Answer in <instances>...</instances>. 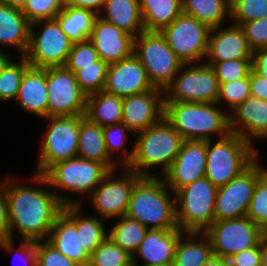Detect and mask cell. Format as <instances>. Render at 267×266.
I'll list each match as a JSON object with an SVG mask.
<instances>
[{
  "label": "cell",
  "instance_id": "cell-59",
  "mask_svg": "<svg viewBox=\"0 0 267 266\" xmlns=\"http://www.w3.org/2000/svg\"><path fill=\"white\" fill-rule=\"evenodd\" d=\"M86 266H93L90 262Z\"/></svg>",
  "mask_w": 267,
  "mask_h": 266
},
{
  "label": "cell",
  "instance_id": "cell-53",
  "mask_svg": "<svg viewBox=\"0 0 267 266\" xmlns=\"http://www.w3.org/2000/svg\"><path fill=\"white\" fill-rule=\"evenodd\" d=\"M105 0H61L63 7H80L94 11L97 15L101 12Z\"/></svg>",
  "mask_w": 267,
  "mask_h": 266
},
{
  "label": "cell",
  "instance_id": "cell-57",
  "mask_svg": "<svg viewBox=\"0 0 267 266\" xmlns=\"http://www.w3.org/2000/svg\"><path fill=\"white\" fill-rule=\"evenodd\" d=\"M3 3H6L7 5L18 8V9H23L24 6L26 5L28 0H0Z\"/></svg>",
  "mask_w": 267,
  "mask_h": 266
},
{
  "label": "cell",
  "instance_id": "cell-35",
  "mask_svg": "<svg viewBox=\"0 0 267 266\" xmlns=\"http://www.w3.org/2000/svg\"><path fill=\"white\" fill-rule=\"evenodd\" d=\"M114 220L117 222L115 221V224L109 228L108 237L117 246L133 256L144 239L148 228L138 220L131 219L126 215L112 219V221Z\"/></svg>",
  "mask_w": 267,
  "mask_h": 266
},
{
  "label": "cell",
  "instance_id": "cell-21",
  "mask_svg": "<svg viewBox=\"0 0 267 266\" xmlns=\"http://www.w3.org/2000/svg\"><path fill=\"white\" fill-rule=\"evenodd\" d=\"M252 54L253 51L239 25L229 22L228 26L223 25L210 29L205 63L252 59Z\"/></svg>",
  "mask_w": 267,
  "mask_h": 266
},
{
  "label": "cell",
  "instance_id": "cell-27",
  "mask_svg": "<svg viewBox=\"0 0 267 266\" xmlns=\"http://www.w3.org/2000/svg\"><path fill=\"white\" fill-rule=\"evenodd\" d=\"M98 16L134 38L145 31L139 0H105Z\"/></svg>",
  "mask_w": 267,
  "mask_h": 266
},
{
  "label": "cell",
  "instance_id": "cell-30",
  "mask_svg": "<svg viewBox=\"0 0 267 266\" xmlns=\"http://www.w3.org/2000/svg\"><path fill=\"white\" fill-rule=\"evenodd\" d=\"M212 256L211 242L203 232H184L176 246L173 266H201Z\"/></svg>",
  "mask_w": 267,
  "mask_h": 266
},
{
  "label": "cell",
  "instance_id": "cell-15",
  "mask_svg": "<svg viewBox=\"0 0 267 266\" xmlns=\"http://www.w3.org/2000/svg\"><path fill=\"white\" fill-rule=\"evenodd\" d=\"M203 233L211 242L213 254L225 259L257 246L266 234L247 216L213 221Z\"/></svg>",
  "mask_w": 267,
  "mask_h": 266
},
{
  "label": "cell",
  "instance_id": "cell-14",
  "mask_svg": "<svg viewBox=\"0 0 267 266\" xmlns=\"http://www.w3.org/2000/svg\"><path fill=\"white\" fill-rule=\"evenodd\" d=\"M210 28L183 12L160 33L184 64L204 62Z\"/></svg>",
  "mask_w": 267,
  "mask_h": 266
},
{
  "label": "cell",
  "instance_id": "cell-42",
  "mask_svg": "<svg viewBox=\"0 0 267 266\" xmlns=\"http://www.w3.org/2000/svg\"><path fill=\"white\" fill-rule=\"evenodd\" d=\"M267 17V0H230V21L243 22Z\"/></svg>",
  "mask_w": 267,
  "mask_h": 266
},
{
  "label": "cell",
  "instance_id": "cell-20",
  "mask_svg": "<svg viewBox=\"0 0 267 266\" xmlns=\"http://www.w3.org/2000/svg\"><path fill=\"white\" fill-rule=\"evenodd\" d=\"M229 126L257 149L255 142L267 140V101L250 96L229 112Z\"/></svg>",
  "mask_w": 267,
  "mask_h": 266
},
{
  "label": "cell",
  "instance_id": "cell-46",
  "mask_svg": "<svg viewBox=\"0 0 267 266\" xmlns=\"http://www.w3.org/2000/svg\"><path fill=\"white\" fill-rule=\"evenodd\" d=\"M252 51L267 48V17L243 22L239 25Z\"/></svg>",
  "mask_w": 267,
  "mask_h": 266
},
{
  "label": "cell",
  "instance_id": "cell-36",
  "mask_svg": "<svg viewBox=\"0 0 267 266\" xmlns=\"http://www.w3.org/2000/svg\"><path fill=\"white\" fill-rule=\"evenodd\" d=\"M105 147L109 157L121 168H127L134 156V143L130 150L125 148L129 141V134L134 139L133 132L123 123L103 127ZM129 133V134H128ZM128 134V135H127ZM119 157L114 153L118 154ZM116 156V157H115ZM121 157V159H120Z\"/></svg>",
  "mask_w": 267,
  "mask_h": 266
},
{
  "label": "cell",
  "instance_id": "cell-26",
  "mask_svg": "<svg viewBox=\"0 0 267 266\" xmlns=\"http://www.w3.org/2000/svg\"><path fill=\"white\" fill-rule=\"evenodd\" d=\"M46 241L80 266L90 262V255L82 246L80 230L63 213L56 218Z\"/></svg>",
  "mask_w": 267,
  "mask_h": 266
},
{
  "label": "cell",
  "instance_id": "cell-44",
  "mask_svg": "<svg viewBox=\"0 0 267 266\" xmlns=\"http://www.w3.org/2000/svg\"><path fill=\"white\" fill-rule=\"evenodd\" d=\"M99 59L98 52L88 39L85 42L72 44L64 67L75 74L80 67L96 66Z\"/></svg>",
  "mask_w": 267,
  "mask_h": 266
},
{
  "label": "cell",
  "instance_id": "cell-7",
  "mask_svg": "<svg viewBox=\"0 0 267 266\" xmlns=\"http://www.w3.org/2000/svg\"><path fill=\"white\" fill-rule=\"evenodd\" d=\"M217 189L203 177L174 193L178 228L184 232H204L214 221Z\"/></svg>",
  "mask_w": 267,
  "mask_h": 266
},
{
  "label": "cell",
  "instance_id": "cell-24",
  "mask_svg": "<svg viewBox=\"0 0 267 266\" xmlns=\"http://www.w3.org/2000/svg\"><path fill=\"white\" fill-rule=\"evenodd\" d=\"M22 110L41 119L47 117L48 92L46 84V68L30 66L22 77L19 92L15 99Z\"/></svg>",
  "mask_w": 267,
  "mask_h": 266
},
{
  "label": "cell",
  "instance_id": "cell-25",
  "mask_svg": "<svg viewBox=\"0 0 267 266\" xmlns=\"http://www.w3.org/2000/svg\"><path fill=\"white\" fill-rule=\"evenodd\" d=\"M30 23L21 9L0 1V49L13 48L18 56H24L29 43Z\"/></svg>",
  "mask_w": 267,
  "mask_h": 266
},
{
  "label": "cell",
  "instance_id": "cell-47",
  "mask_svg": "<svg viewBox=\"0 0 267 266\" xmlns=\"http://www.w3.org/2000/svg\"><path fill=\"white\" fill-rule=\"evenodd\" d=\"M37 266H80L57 251L46 240L36 241Z\"/></svg>",
  "mask_w": 267,
  "mask_h": 266
},
{
  "label": "cell",
  "instance_id": "cell-40",
  "mask_svg": "<svg viewBox=\"0 0 267 266\" xmlns=\"http://www.w3.org/2000/svg\"><path fill=\"white\" fill-rule=\"evenodd\" d=\"M246 216L267 233V171L255 185Z\"/></svg>",
  "mask_w": 267,
  "mask_h": 266
},
{
  "label": "cell",
  "instance_id": "cell-5",
  "mask_svg": "<svg viewBox=\"0 0 267 266\" xmlns=\"http://www.w3.org/2000/svg\"><path fill=\"white\" fill-rule=\"evenodd\" d=\"M175 197L160 176H142L134 185L126 216L148 229L178 228Z\"/></svg>",
  "mask_w": 267,
  "mask_h": 266
},
{
  "label": "cell",
  "instance_id": "cell-12",
  "mask_svg": "<svg viewBox=\"0 0 267 266\" xmlns=\"http://www.w3.org/2000/svg\"><path fill=\"white\" fill-rule=\"evenodd\" d=\"M258 156L244 171L226 185L218 187L215 198L214 221L246 216L255 185L267 171ZM261 162V163H260Z\"/></svg>",
  "mask_w": 267,
  "mask_h": 266
},
{
  "label": "cell",
  "instance_id": "cell-58",
  "mask_svg": "<svg viewBox=\"0 0 267 266\" xmlns=\"http://www.w3.org/2000/svg\"><path fill=\"white\" fill-rule=\"evenodd\" d=\"M152 266H173V264L152 265Z\"/></svg>",
  "mask_w": 267,
  "mask_h": 266
},
{
  "label": "cell",
  "instance_id": "cell-19",
  "mask_svg": "<svg viewBox=\"0 0 267 266\" xmlns=\"http://www.w3.org/2000/svg\"><path fill=\"white\" fill-rule=\"evenodd\" d=\"M147 73L140 60L131 56L108 64L104 89L119 97H127L153 90Z\"/></svg>",
  "mask_w": 267,
  "mask_h": 266
},
{
  "label": "cell",
  "instance_id": "cell-3",
  "mask_svg": "<svg viewBox=\"0 0 267 266\" xmlns=\"http://www.w3.org/2000/svg\"><path fill=\"white\" fill-rule=\"evenodd\" d=\"M164 118L183 140L208 141L230 133L229 112L217 103L164 102Z\"/></svg>",
  "mask_w": 267,
  "mask_h": 266
},
{
  "label": "cell",
  "instance_id": "cell-29",
  "mask_svg": "<svg viewBox=\"0 0 267 266\" xmlns=\"http://www.w3.org/2000/svg\"><path fill=\"white\" fill-rule=\"evenodd\" d=\"M82 205H65L62 213L80 230L82 246L91 255L99 244L108 236L105 219L95 215H84Z\"/></svg>",
  "mask_w": 267,
  "mask_h": 266
},
{
  "label": "cell",
  "instance_id": "cell-38",
  "mask_svg": "<svg viewBox=\"0 0 267 266\" xmlns=\"http://www.w3.org/2000/svg\"><path fill=\"white\" fill-rule=\"evenodd\" d=\"M90 263L93 266H133L132 256L108 236L90 255Z\"/></svg>",
  "mask_w": 267,
  "mask_h": 266
},
{
  "label": "cell",
  "instance_id": "cell-50",
  "mask_svg": "<svg viewBox=\"0 0 267 266\" xmlns=\"http://www.w3.org/2000/svg\"><path fill=\"white\" fill-rule=\"evenodd\" d=\"M9 218L8 204L4 191V178L0 180V239L8 237Z\"/></svg>",
  "mask_w": 267,
  "mask_h": 266
},
{
  "label": "cell",
  "instance_id": "cell-55",
  "mask_svg": "<svg viewBox=\"0 0 267 266\" xmlns=\"http://www.w3.org/2000/svg\"><path fill=\"white\" fill-rule=\"evenodd\" d=\"M11 56L13 57L16 55H12L11 52L9 53L5 51V49H0V74L2 70L14 59Z\"/></svg>",
  "mask_w": 267,
  "mask_h": 266
},
{
  "label": "cell",
  "instance_id": "cell-13",
  "mask_svg": "<svg viewBox=\"0 0 267 266\" xmlns=\"http://www.w3.org/2000/svg\"><path fill=\"white\" fill-rule=\"evenodd\" d=\"M141 177L128 168L120 167L110 171L87 199L97 213L95 216L109 221L108 223L125 216L132 189Z\"/></svg>",
  "mask_w": 267,
  "mask_h": 266
},
{
  "label": "cell",
  "instance_id": "cell-31",
  "mask_svg": "<svg viewBox=\"0 0 267 266\" xmlns=\"http://www.w3.org/2000/svg\"><path fill=\"white\" fill-rule=\"evenodd\" d=\"M123 98L102 90L86 98L84 117L101 127L122 122Z\"/></svg>",
  "mask_w": 267,
  "mask_h": 266
},
{
  "label": "cell",
  "instance_id": "cell-48",
  "mask_svg": "<svg viewBox=\"0 0 267 266\" xmlns=\"http://www.w3.org/2000/svg\"><path fill=\"white\" fill-rule=\"evenodd\" d=\"M19 244L18 249H15L14 239L11 238H1L0 239V248L7 253L15 252L14 256H20L19 258L23 260L24 266H37V258H36V241L32 240H22ZM14 258V257H13Z\"/></svg>",
  "mask_w": 267,
  "mask_h": 266
},
{
  "label": "cell",
  "instance_id": "cell-52",
  "mask_svg": "<svg viewBox=\"0 0 267 266\" xmlns=\"http://www.w3.org/2000/svg\"><path fill=\"white\" fill-rule=\"evenodd\" d=\"M252 70L267 79V48L253 51Z\"/></svg>",
  "mask_w": 267,
  "mask_h": 266
},
{
  "label": "cell",
  "instance_id": "cell-43",
  "mask_svg": "<svg viewBox=\"0 0 267 266\" xmlns=\"http://www.w3.org/2000/svg\"><path fill=\"white\" fill-rule=\"evenodd\" d=\"M214 69L219 83L243 79L252 70V59L227 60L217 63H206Z\"/></svg>",
  "mask_w": 267,
  "mask_h": 266
},
{
  "label": "cell",
  "instance_id": "cell-4",
  "mask_svg": "<svg viewBox=\"0 0 267 266\" xmlns=\"http://www.w3.org/2000/svg\"><path fill=\"white\" fill-rule=\"evenodd\" d=\"M109 172L110 170L103 163L75 157L55 163L42 175L65 206L85 204L84 200L91 195ZM70 193H73V196Z\"/></svg>",
  "mask_w": 267,
  "mask_h": 266
},
{
  "label": "cell",
  "instance_id": "cell-22",
  "mask_svg": "<svg viewBox=\"0 0 267 266\" xmlns=\"http://www.w3.org/2000/svg\"><path fill=\"white\" fill-rule=\"evenodd\" d=\"M183 233L180 228L148 229L132 256L133 266L173 264L176 246ZM140 261H144L143 265Z\"/></svg>",
  "mask_w": 267,
  "mask_h": 266
},
{
  "label": "cell",
  "instance_id": "cell-34",
  "mask_svg": "<svg viewBox=\"0 0 267 266\" xmlns=\"http://www.w3.org/2000/svg\"><path fill=\"white\" fill-rule=\"evenodd\" d=\"M182 11L211 29L230 20V0H182Z\"/></svg>",
  "mask_w": 267,
  "mask_h": 266
},
{
  "label": "cell",
  "instance_id": "cell-18",
  "mask_svg": "<svg viewBox=\"0 0 267 266\" xmlns=\"http://www.w3.org/2000/svg\"><path fill=\"white\" fill-rule=\"evenodd\" d=\"M164 117V92L161 89L131 95L122 101V122L137 134Z\"/></svg>",
  "mask_w": 267,
  "mask_h": 266
},
{
  "label": "cell",
  "instance_id": "cell-51",
  "mask_svg": "<svg viewBox=\"0 0 267 266\" xmlns=\"http://www.w3.org/2000/svg\"><path fill=\"white\" fill-rule=\"evenodd\" d=\"M250 94L252 97L267 101V79L253 70L250 71Z\"/></svg>",
  "mask_w": 267,
  "mask_h": 266
},
{
  "label": "cell",
  "instance_id": "cell-37",
  "mask_svg": "<svg viewBox=\"0 0 267 266\" xmlns=\"http://www.w3.org/2000/svg\"><path fill=\"white\" fill-rule=\"evenodd\" d=\"M13 59L0 74V102L16 99L24 72L31 66L23 56Z\"/></svg>",
  "mask_w": 267,
  "mask_h": 266
},
{
  "label": "cell",
  "instance_id": "cell-16",
  "mask_svg": "<svg viewBox=\"0 0 267 266\" xmlns=\"http://www.w3.org/2000/svg\"><path fill=\"white\" fill-rule=\"evenodd\" d=\"M47 117L85 114L87 95L80 89L75 74L65 67L46 68Z\"/></svg>",
  "mask_w": 267,
  "mask_h": 266
},
{
  "label": "cell",
  "instance_id": "cell-9",
  "mask_svg": "<svg viewBox=\"0 0 267 266\" xmlns=\"http://www.w3.org/2000/svg\"><path fill=\"white\" fill-rule=\"evenodd\" d=\"M47 129L41 136L40 153L34 173L43 174L57 162L77 157L79 116H52L43 119Z\"/></svg>",
  "mask_w": 267,
  "mask_h": 266
},
{
  "label": "cell",
  "instance_id": "cell-45",
  "mask_svg": "<svg viewBox=\"0 0 267 266\" xmlns=\"http://www.w3.org/2000/svg\"><path fill=\"white\" fill-rule=\"evenodd\" d=\"M62 9L61 0H28L22 13L32 24L41 20L55 19Z\"/></svg>",
  "mask_w": 267,
  "mask_h": 266
},
{
  "label": "cell",
  "instance_id": "cell-33",
  "mask_svg": "<svg viewBox=\"0 0 267 266\" xmlns=\"http://www.w3.org/2000/svg\"><path fill=\"white\" fill-rule=\"evenodd\" d=\"M145 31H161L183 11L182 0H139Z\"/></svg>",
  "mask_w": 267,
  "mask_h": 266
},
{
  "label": "cell",
  "instance_id": "cell-56",
  "mask_svg": "<svg viewBox=\"0 0 267 266\" xmlns=\"http://www.w3.org/2000/svg\"><path fill=\"white\" fill-rule=\"evenodd\" d=\"M201 266H229L228 260L218 256H212V258Z\"/></svg>",
  "mask_w": 267,
  "mask_h": 266
},
{
  "label": "cell",
  "instance_id": "cell-8",
  "mask_svg": "<svg viewBox=\"0 0 267 266\" xmlns=\"http://www.w3.org/2000/svg\"><path fill=\"white\" fill-rule=\"evenodd\" d=\"M133 54L145 68L153 87L163 91L184 65L159 31H143L135 37Z\"/></svg>",
  "mask_w": 267,
  "mask_h": 266
},
{
  "label": "cell",
  "instance_id": "cell-1",
  "mask_svg": "<svg viewBox=\"0 0 267 266\" xmlns=\"http://www.w3.org/2000/svg\"><path fill=\"white\" fill-rule=\"evenodd\" d=\"M12 176L7 174L4 177L9 218L8 238L15 239L20 236L22 240H47L64 205L42 174L32 172L30 181L27 179L26 182H22L21 177L19 180ZM15 231L18 232L17 235Z\"/></svg>",
  "mask_w": 267,
  "mask_h": 266
},
{
  "label": "cell",
  "instance_id": "cell-10",
  "mask_svg": "<svg viewBox=\"0 0 267 266\" xmlns=\"http://www.w3.org/2000/svg\"><path fill=\"white\" fill-rule=\"evenodd\" d=\"M72 44L56 19L37 21L30 24L23 57L35 68L64 67Z\"/></svg>",
  "mask_w": 267,
  "mask_h": 266
},
{
  "label": "cell",
  "instance_id": "cell-23",
  "mask_svg": "<svg viewBox=\"0 0 267 266\" xmlns=\"http://www.w3.org/2000/svg\"><path fill=\"white\" fill-rule=\"evenodd\" d=\"M99 58L107 64L119 62L133 54L134 37L97 16L89 39Z\"/></svg>",
  "mask_w": 267,
  "mask_h": 266
},
{
  "label": "cell",
  "instance_id": "cell-11",
  "mask_svg": "<svg viewBox=\"0 0 267 266\" xmlns=\"http://www.w3.org/2000/svg\"><path fill=\"white\" fill-rule=\"evenodd\" d=\"M219 82L214 69L206 64H184L165 88L164 102L217 103Z\"/></svg>",
  "mask_w": 267,
  "mask_h": 266
},
{
  "label": "cell",
  "instance_id": "cell-49",
  "mask_svg": "<svg viewBox=\"0 0 267 266\" xmlns=\"http://www.w3.org/2000/svg\"><path fill=\"white\" fill-rule=\"evenodd\" d=\"M227 260L229 266H261L260 243L230 256Z\"/></svg>",
  "mask_w": 267,
  "mask_h": 266
},
{
  "label": "cell",
  "instance_id": "cell-17",
  "mask_svg": "<svg viewBox=\"0 0 267 266\" xmlns=\"http://www.w3.org/2000/svg\"><path fill=\"white\" fill-rule=\"evenodd\" d=\"M206 141L184 140L180 151L162 178L168 188L176 193L184 186L205 177Z\"/></svg>",
  "mask_w": 267,
  "mask_h": 266
},
{
  "label": "cell",
  "instance_id": "cell-32",
  "mask_svg": "<svg viewBox=\"0 0 267 266\" xmlns=\"http://www.w3.org/2000/svg\"><path fill=\"white\" fill-rule=\"evenodd\" d=\"M98 15L89 9L80 7H63L55 17L61 30L74 43L85 42L90 39L93 23Z\"/></svg>",
  "mask_w": 267,
  "mask_h": 266
},
{
  "label": "cell",
  "instance_id": "cell-54",
  "mask_svg": "<svg viewBox=\"0 0 267 266\" xmlns=\"http://www.w3.org/2000/svg\"><path fill=\"white\" fill-rule=\"evenodd\" d=\"M261 266H267V233L260 240Z\"/></svg>",
  "mask_w": 267,
  "mask_h": 266
},
{
  "label": "cell",
  "instance_id": "cell-6",
  "mask_svg": "<svg viewBox=\"0 0 267 266\" xmlns=\"http://www.w3.org/2000/svg\"><path fill=\"white\" fill-rule=\"evenodd\" d=\"M215 140L206 141L205 177L218 188L244 171L260 156V150L231 132Z\"/></svg>",
  "mask_w": 267,
  "mask_h": 266
},
{
  "label": "cell",
  "instance_id": "cell-28",
  "mask_svg": "<svg viewBox=\"0 0 267 266\" xmlns=\"http://www.w3.org/2000/svg\"><path fill=\"white\" fill-rule=\"evenodd\" d=\"M77 157L103 163L110 171L120 167L109 157L103 127L80 115Z\"/></svg>",
  "mask_w": 267,
  "mask_h": 266
},
{
  "label": "cell",
  "instance_id": "cell-2",
  "mask_svg": "<svg viewBox=\"0 0 267 266\" xmlns=\"http://www.w3.org/2000/svg\"><path fill=\"white\" fill-rule=\"evenodd\" d=\"M183 141L182 136L163 117L134 135V156L127 168L140 176L162 177L177 157ZM154 167L160 171L154 174Z\"/></svg>",
  "mask_w": 267,
  "mask_h": 266
},
{
  "label": "cell",
  "instance_id": "cell-41",
  "mask_svg": "<svg viewBox=\"0 0 267 266\" xmlns=\"http://www.w3.org/2000/svg\"><path fill=\"white\" fill-rule=\"evenodd\" d=\"M108 64L99 59L96 66L80 67L75 73L80 89L88 96L104 89Z\"/></svg>",
  "mask_w": 267,
  "mask_h": 266
},
{
  "label": "cell",
  "instance_id": "cell-39",
  "mask_svg": "<svg viewBox=\"0 0 267 266\" xmlns=\"http://www.w3.org/2000/svg\"><path fill=\"white\" fill-rule=\"evenodd\" d=\"M250 96L249 74L243 79L234 80L232 82L219 83L217 104L221 108L225 107V110L227 109V111L230 112Z\"/></svg>",
  "mask_w": 267,
  "mask_h": 266
}]
</instances>
